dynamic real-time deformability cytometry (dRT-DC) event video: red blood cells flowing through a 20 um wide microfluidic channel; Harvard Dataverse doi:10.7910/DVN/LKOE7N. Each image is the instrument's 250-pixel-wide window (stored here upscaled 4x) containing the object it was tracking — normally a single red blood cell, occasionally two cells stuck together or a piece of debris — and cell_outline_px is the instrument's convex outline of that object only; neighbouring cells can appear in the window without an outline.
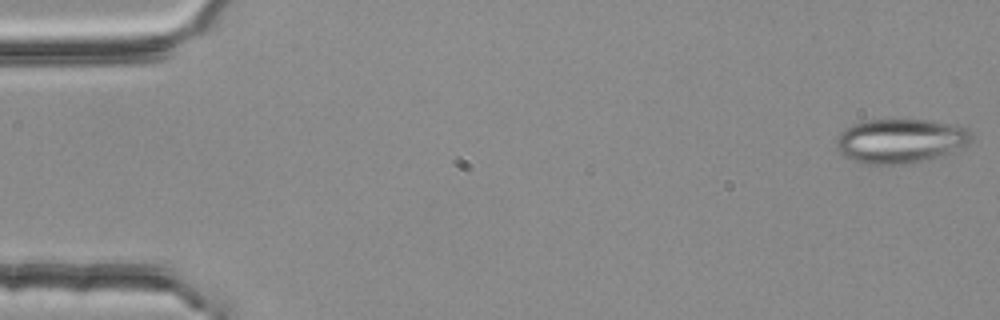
{"species": "common noctule bat (a hibernating species)", "species_latin": "Nyctalus noctula", "temperature_condition": "room temperature", "stored_images_in_passage": 5, "camera_frame_rate_fps": 3000, "um_per_image_px": 0.085, "animal": {"sex": "female", "body_mass_g": 25.1}, "frame": {"image": 1, "passage_image": 1, "time_ms": 0.0, "image_size_px": [1000, 320], "cell_outline_px": [[972, 140], [968, 144], [948, 152], [916, 160], [892, 164], [876, 164], [856, 160], [844, 156], [836, 148], [836, 136], [840, 132], [856, 124], [868, 120], [924, 120], [948, 124], [968, 128], [972, 132]], "centroid_in_image_um": [76.5, 11.94], "position_along_channel_um": 8.5, "area_um2": 33.58}}